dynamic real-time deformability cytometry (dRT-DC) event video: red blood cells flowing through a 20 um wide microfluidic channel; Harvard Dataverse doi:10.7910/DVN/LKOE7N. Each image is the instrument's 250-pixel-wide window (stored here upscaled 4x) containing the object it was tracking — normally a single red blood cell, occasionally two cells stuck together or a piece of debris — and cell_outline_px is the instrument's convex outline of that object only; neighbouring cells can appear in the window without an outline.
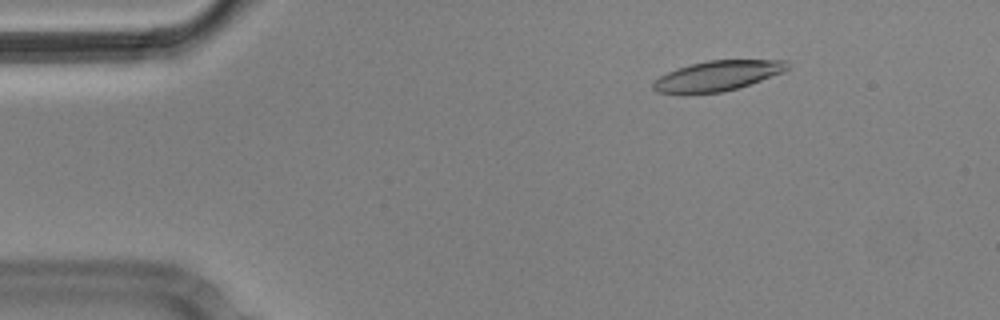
{"species": "Egyptian fruit bat (a non-hibernating species)", "species_latin": "Rousettus aegyptiacus", "temperature_condition": "cold", "stored_images_in_passage": 4, "camera_frame_rate_fps": 3000, "um_per_image_px": 0.085, "animal": {"sex": "male"}, "frame": {"image": 1, "passage_image": 2, "time_ms": 0.333, "image_size_px": [1000, 320], "cell_outline_px": [[788, 68], [784, 72], [724, 92], [684, 96], [680, 96], [656, 92], [652, 88], [652, 80], [676, 68], [708, 60], [788, 60]], "centroid_in_image_um": [60.88, 6.48], "position_along_channel_um": 24.1, "area_um2": 24.1}}
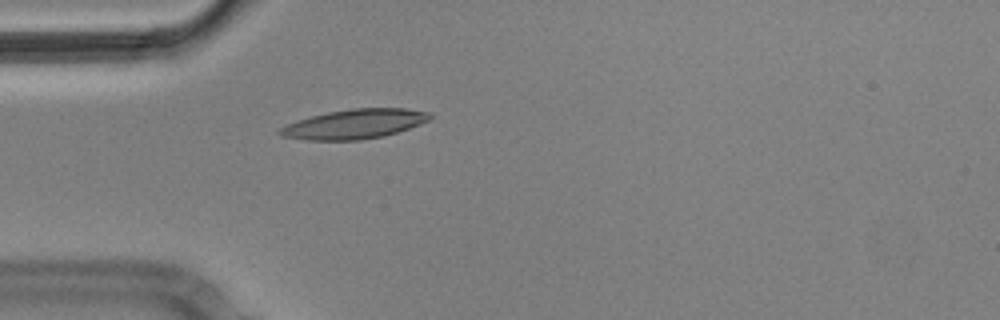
{"frame": {"image": 2, "passage_image": 4, "time_ms": 1.0, "image_size_px": [1000, 320], "cell_outline_px": [[432, 116], [428, 120], [420, 124], [384, 136], [360, 140], [308, 140], [280, 136], [276, 132], [280, 128], [296, 120], [328, 112], [352, 108], [404, 108], [432, 112]], "centroid_in_image_um": [30.12, 10.54], "position_along_channel_um": 54.9, "area_um2": 25.78}}